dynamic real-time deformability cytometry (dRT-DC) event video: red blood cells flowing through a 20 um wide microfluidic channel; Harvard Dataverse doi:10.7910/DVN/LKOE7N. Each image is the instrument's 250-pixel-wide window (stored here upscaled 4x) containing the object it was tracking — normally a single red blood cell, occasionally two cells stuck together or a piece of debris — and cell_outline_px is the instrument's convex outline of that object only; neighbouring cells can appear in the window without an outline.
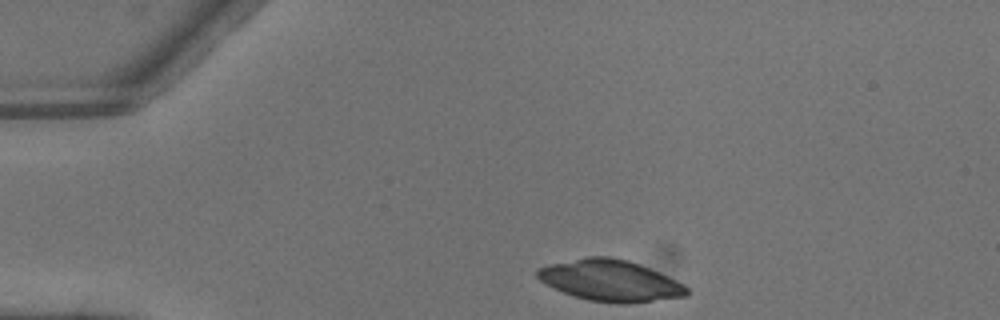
{"species": "common noctule bat (a hibernating species)", "species_latin": "Nyctalus noctula", "temperature_condition": "warm", "stored_images_in_passage": 2, "camera_frame_rate_fps": 3000, "um_per_image_px": 0.085, "animal": {"sex": "male", "body_mass_g": 13.3}, "frame": {"image": 1, "passage_image": 1, "time_ms": 0.0, "image_size_px": [1000, 320], "cell_outline_px": [[688, 296], [632, 304], [616, 304], [588, 300], [564, 292], [540, 280], [536, 276], [536, 268], [548, 264], [588, 256], [608, 256], [628, 260], [648, 268], [676, 280], [684, 284], [688, 288]], "centroid_in_image_um": [51.89, 23.85], "position_along_channel_um": 33.1, "area_um2": 35.95}}